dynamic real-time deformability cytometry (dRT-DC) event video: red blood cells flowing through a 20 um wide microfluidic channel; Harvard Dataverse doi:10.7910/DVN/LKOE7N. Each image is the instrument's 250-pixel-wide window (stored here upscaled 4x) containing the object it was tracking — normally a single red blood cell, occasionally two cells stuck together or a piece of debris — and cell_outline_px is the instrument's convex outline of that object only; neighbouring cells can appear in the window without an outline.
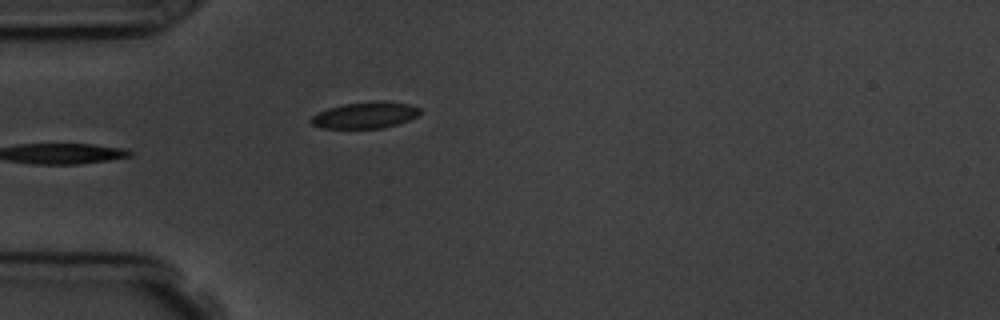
{"species": "common noctule bat (a hibernating species)", "species_latin": "Nyctalus noctula", "temperature_condition": "room temperature", "stored_images_in_passage": 5, "camera_frame_rate_fps": 3000, "um_per_image_px": 0.085, "animal": {"sex": "male", "body_mass_g": 19.5, "forearm_length_mm": 54.6}, "frame": {"image": 1, "passage_image": 5, "time_ms": 5.333, "image_size_px": [1000, 320], "cell_outline_px": [[420, 112], [416, 116], [408, 120], [384, 128], [320, 128], [312, 124], [308, 120], [316, 112], [328, 108], [344, 104], [376, 100], [384, 100], [408, 104], [420, 108]], "centroid_in_image_um": [31.0, 9.78], "position_along_channel_um": 54.0, "area_um2": 16.88}}